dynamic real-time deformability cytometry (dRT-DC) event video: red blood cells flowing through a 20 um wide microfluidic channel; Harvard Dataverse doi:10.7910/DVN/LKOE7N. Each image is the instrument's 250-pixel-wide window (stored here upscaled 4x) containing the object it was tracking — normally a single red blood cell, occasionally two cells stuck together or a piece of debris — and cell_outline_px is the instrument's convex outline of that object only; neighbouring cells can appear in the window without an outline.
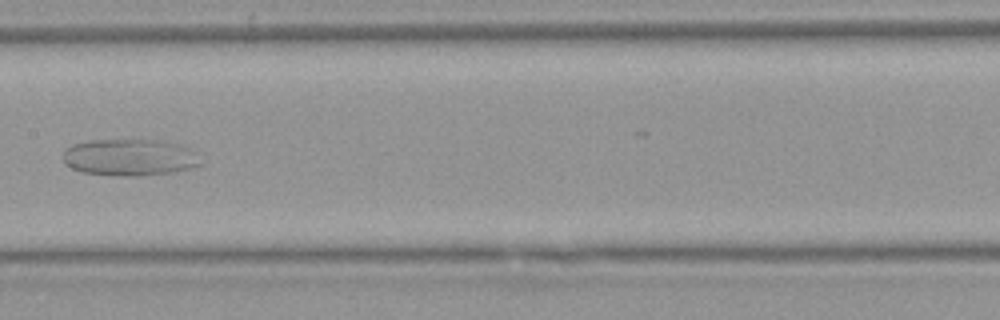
{"species": "Egyptian fruit bat (a non-hibernating species)", "species_latin": "Rousettus aegyptiacus", "temperature_condition": "warm", "stored_images_in_passage": 7, "camera_frame_rate_fps": 3000, "um_per_image_px": 0.085, "animal": {"sex": "female"}, "frame": {"image": 1, "passage_image": 7, "time_ms": 7.0, "image_size_px": [1000, 320], "cell_outline_px": [[200, 164], [192, 168], [172, 172], [136, 176], [128, 176], [84, 172], [72, 168], [64, 164], [64, 148], [72, 144], [88, 140], [164, 140], [184, 144], [192, 152]], "centroid_in_image_um": [10.99, 13.36], "position_along_channel_um": 196.4, "area_um2": 29.3}}